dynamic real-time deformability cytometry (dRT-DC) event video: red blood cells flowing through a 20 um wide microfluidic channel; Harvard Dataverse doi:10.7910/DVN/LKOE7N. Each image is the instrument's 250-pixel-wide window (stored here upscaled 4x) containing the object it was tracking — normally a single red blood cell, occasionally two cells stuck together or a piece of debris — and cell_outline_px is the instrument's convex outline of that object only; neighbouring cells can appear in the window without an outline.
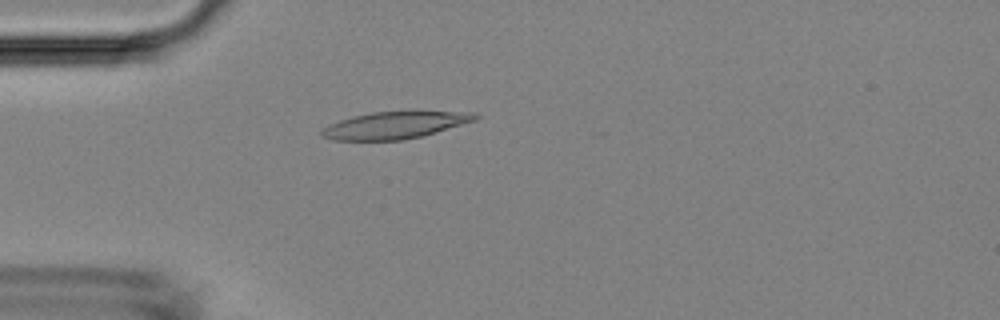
{"species": "Egyptian fruit bat (a non-hibernating species)", "species_latin": "Rousettus aegyptiacus", "temperature_condition": "room temperature", "stored_images_in_passage": 1, "camera_frame_rate_fps": 3000, "um_per_image_px": 0.085, "animal": {"sex": "female"}, "frame": {"image": 1, "passage_image": 1, "time_ms": 0.0, "image_size_px": [1000, 320], "cell_outline_px": [[480, 116], [476, 120], [436, 132], [420, 136], [400, 140], [332, 140], [320, 136], [320, 132], [328, 124], [352, 116], [372, 112], [476, 112]], "centroid_in_image_um": [33.52, 10.64], "position_along_channel_um": 51.5, "area_um2": 23.87}}